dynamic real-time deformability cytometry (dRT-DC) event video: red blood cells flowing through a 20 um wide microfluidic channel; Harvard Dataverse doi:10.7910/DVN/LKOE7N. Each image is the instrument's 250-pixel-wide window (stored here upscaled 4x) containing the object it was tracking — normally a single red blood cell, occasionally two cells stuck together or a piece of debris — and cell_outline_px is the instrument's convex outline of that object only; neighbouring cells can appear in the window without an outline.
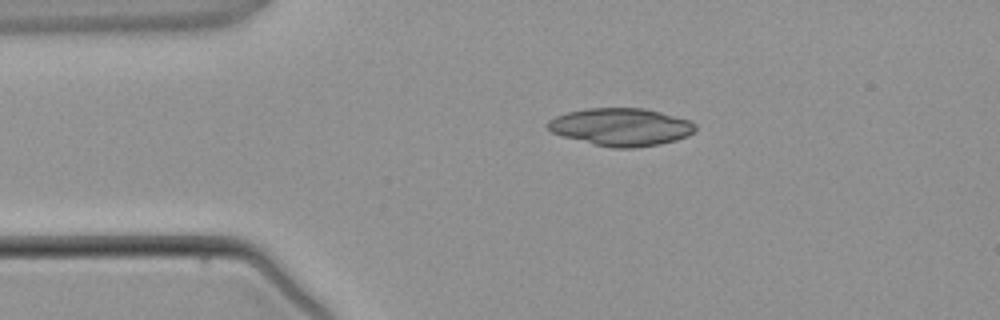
{"species": "common noctule bat (a hibernating species)", "species_latin": "Nyctalus noctula", "temperature_condition": "warm", "stored_images_in_passage": 2, "camera_frame_rate_fps": 3000, "um_per_image_px": 0.085, "animal": {"sex": "male", "body_mass_g": 21.5, "forearm_length_mm": 52.0}, "frame": {"image": 1, "passage_image": 1, "time_ms": 0.0, "image_size_px": [1000, 320], "cell_outline_px": [[696, 128], [688, 136], [676, 140], [660, 144], [632, 148], [612, 148], [564, 136], [552, 132], [548, 128], [548, 120], [556, 116], [568, 112], [588, 108], [644, 108], [660, 112], [688, 120], [696, 124]], "centroid_in_image_um": [52.8, 10.79], "position_along_channel_um": 32.2, "area_um2": 32.02}}